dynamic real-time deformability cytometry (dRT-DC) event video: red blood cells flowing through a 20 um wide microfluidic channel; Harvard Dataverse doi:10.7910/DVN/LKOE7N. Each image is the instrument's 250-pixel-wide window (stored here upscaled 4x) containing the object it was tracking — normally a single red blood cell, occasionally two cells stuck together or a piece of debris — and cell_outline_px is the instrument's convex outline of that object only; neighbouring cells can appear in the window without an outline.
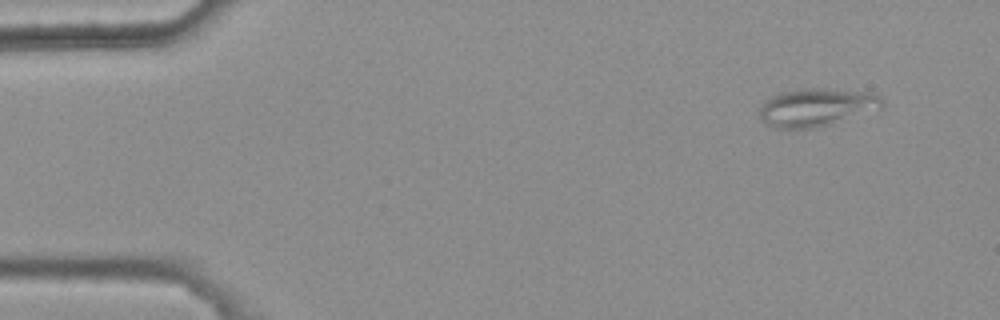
{"species": "common noctule bat (a hibernating species)", "species_latin": "Nyctalus noctula", "temperature_condition": "warm", "stored_images_in_passage": 4, "camera_frame_rate_fps": 3000, "um_per_image_px": 0.085, "animal": {"sex": "female", "body_mass_g": 25.1}, "frame": {"image": 1, "passage_image": 1, "time_ms": 0.0, "image_size_px": [1000, 320], "cell_outline_px": [[884, 104], [880, 108], [832, 124], [816, 128], [776, 128], [764, 124], [760, 120], [760, 108], [764, 100], [780, 92], [812, 88], [824, 88], [868, 92], [880, 96], [884, 100]], "centroid_in_image_um": [69.38, 9.13], "position_along_channel_um": 15.6, "area_um2": 27.17}}